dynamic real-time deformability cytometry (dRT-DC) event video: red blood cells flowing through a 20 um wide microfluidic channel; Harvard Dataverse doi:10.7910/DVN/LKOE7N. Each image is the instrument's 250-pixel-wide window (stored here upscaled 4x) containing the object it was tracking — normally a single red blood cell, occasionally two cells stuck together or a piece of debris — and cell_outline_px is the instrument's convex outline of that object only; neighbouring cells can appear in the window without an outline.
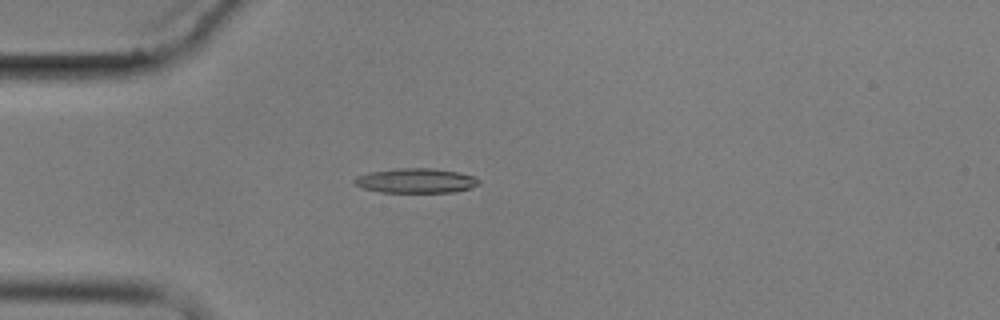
{"species": "common noctule bat (a hibernating species)", "species_latin": "Nyctalus noctula", "temperature_condition": "cold", "stored_images_in_passage": 6, "camera_frame_rate_fps": 3000, "um_per_image_px": 0.085, "animal": {"sex": "male", "body_mass_g": 17.9}, "frame": {"image": 1, "passage_image": 4, "time_ms": 4.667, "image_size_px": [1000, 320], "cell_outline_px": [[480, 184], [472, 188], [452, 192], [380, 192], [364, 188], [356, 184], [352, 180], [356, 176], [368, 172], [396, 168], [432, 168], [456, 172], [472, 176], [480, 180]], "centroid_in_image_um": [35.34, 15.35], "position_along_channel_um": 49.7, "area_um2": 17.86}}
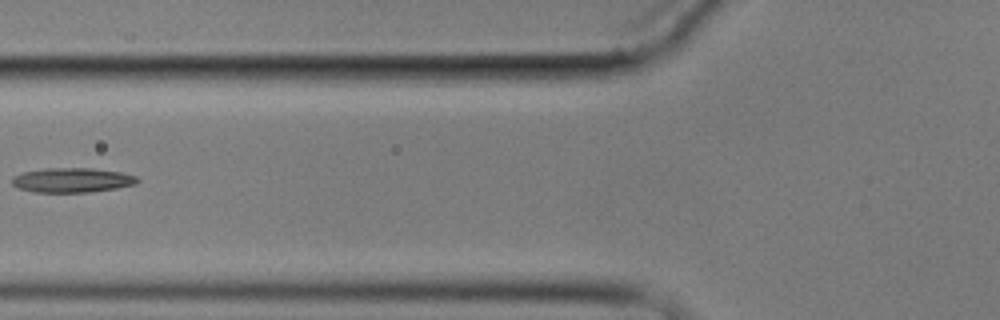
{"frame": {"image": 2, "passage_image": 6, "time_ms": 7.0, "image_size_px": [1000, 320], "cell_outline_px": [[140, 180], [136, 184], [116, 188], [88, 192], [36, 192], [20, 188], [12, 184], [12, 176], [20, 172], [44, 168], [92, 168], [120, 172], [136, 176]], "centroid_in_image_um": [6.11, 15.3], "position_along_channel_um": 119.7, "area_um2": 17.98}}